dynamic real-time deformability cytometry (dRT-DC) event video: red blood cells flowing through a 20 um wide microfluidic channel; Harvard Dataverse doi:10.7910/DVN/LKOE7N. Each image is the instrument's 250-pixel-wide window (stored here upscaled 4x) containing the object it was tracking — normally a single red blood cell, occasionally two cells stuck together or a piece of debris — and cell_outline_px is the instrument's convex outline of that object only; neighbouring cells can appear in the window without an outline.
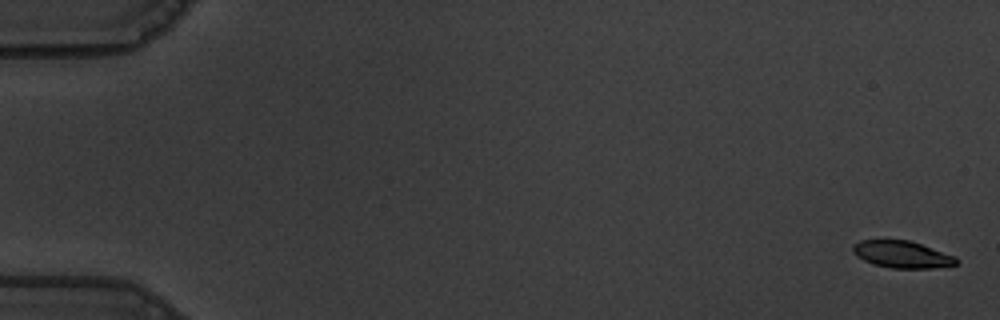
{"species": "common noctule bat (a hibernating species)", "species_latin": "Nyctalus noctula", "temperature_condition": "warm", "stored_images_in_passage": 58, "camera_frame_rate_fps": 3000, "um_per_image_px": 0.085, "animal": {"sex": "male", "body_mass_g": 19.5, "forearm_length_mm": 54.6}, "frame": {"image": 1, "passage_image": 2, "time_ms": 0.333, "image_size_px": [1000, 320], "cell_outline_px": [[960, 260], [956, 264], [932, 268], [892, 268], [872, 264], [856, 256], [852, 252], [852, 244], [860, 240], [908, 240], [956, 256]], "centroid_in_image_um": [76.64, 21.62], "position_along_channel_um": 8.4, "area_um2": 16.3}}
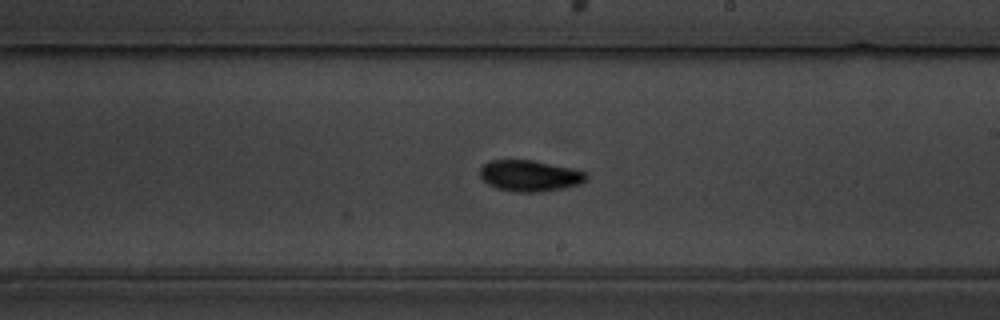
{"frame": {"image": 2, "passage_image": 35, "time_ms": 11.333, "image_size_px": [1000, 320], "cell_outline_px": [[588, 180], [580, 184], [564, 188], [544, 192], [516, 192], [496, 188], [488, 184], [480, 176], [480, 168], [484, 164], [492, 160], [532, 160], [572, 168], [588, 172]], "centroid_in_image_um": [45.08, 14.95], "position_along_channel_um": 243.9, "area_um2": 19.48}}
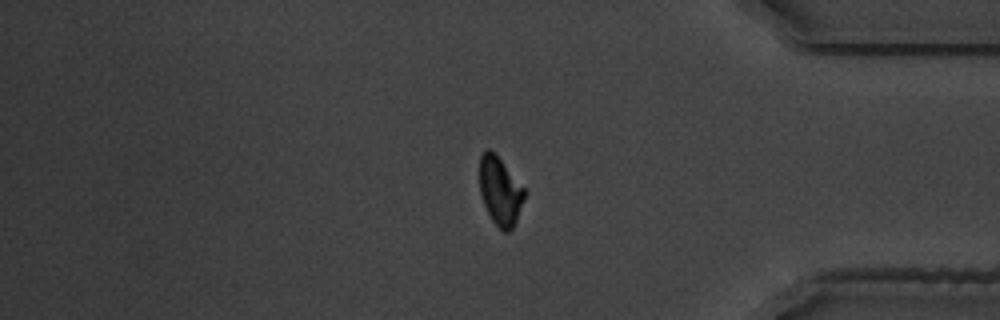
{"frame": {"image": 3, "passage_image": 49, "time_ms": 16.0, "image_size_px": [1000, 320], "cell_outline_px": [[528, 192], [516, 220], [512, 228], [508, 232], [504, 232], [492, 220], [484, 204], [480, 192], [480, 156], [488, 148], [496, 152]], "centroid_in_image_um": [42.54, 16.2], "position_along_channel_um": 392.7, "area_um2": 18.03}, "authors_computed_cell_mechanics": {"area_um2": 17.9469, "velocity_mm_per_s": 3.6091, "shape_relaxation_time_tau1_ms": 3.0685, "shape_relaxation_time_tau2_ms": 3.6907, "deformation_change_tau1": 0.1514, "deformation_change_tau2": 0.0954}}